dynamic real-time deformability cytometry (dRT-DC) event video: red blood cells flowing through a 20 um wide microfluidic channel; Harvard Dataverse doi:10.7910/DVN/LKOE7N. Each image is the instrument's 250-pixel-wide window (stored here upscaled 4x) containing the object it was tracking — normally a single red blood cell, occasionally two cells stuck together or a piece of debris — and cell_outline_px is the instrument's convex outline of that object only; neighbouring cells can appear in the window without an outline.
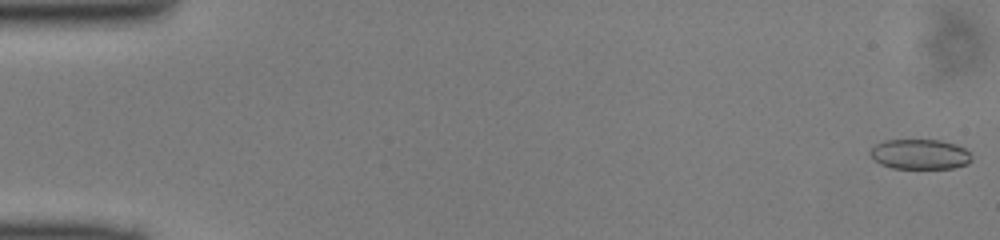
{"species": "common noctule bat (a hibernating species)", "species_latin": "Nyctalus noctula", "temperature_condition": "cold", "stored_images_in_passage": 49, "camera_frame_rate_fps": 3000, "um_per_image_px": 0.085, "animal": {"sex": "male", "body_mass_g": 13.0, "forearm_length_mm": 53.1}, "frame": {"image": 1, "passage_image": 1, "time_ms": 0.0, "image_size_px": [1000, 240], "cell_outline_px": [[972, 160], [968, 164], [952, 168], [892, 168], [880, 164], [868, 152], [876, 144], [884, 140], [940, 140], [956, 144], [964, 148], [972, 156]], "centroid_in_image_um": [78.21, 13.11], "position_along_channel_um": 6.8, "area_um2": 17.74}}
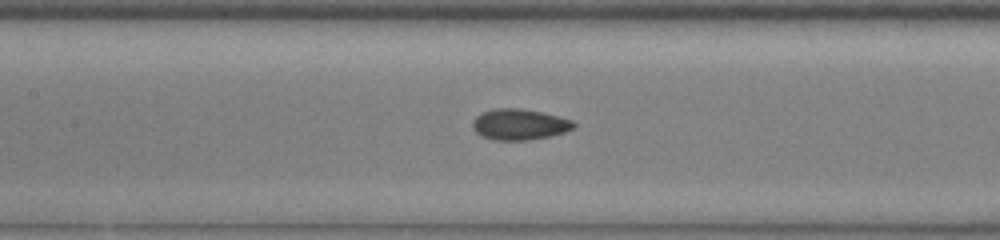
{"frame": {"image": 2, "passage_image": 23, "time_ms": 7.333, "image_size_px": [1000, 240], "cell_outline_px": [[576, 124], [572, 128], [564, 132], [548, 136], [528, 140], [492, 140], [480, 136], [472, 128], [472, 120], [480, 112], [492, 108], [520, 108], [540, 112], [572, 120]], "centroid_in_image_um": [44.07, 10.57], "position_along_channel_um": 163.3, "area_um2": 18.26}}
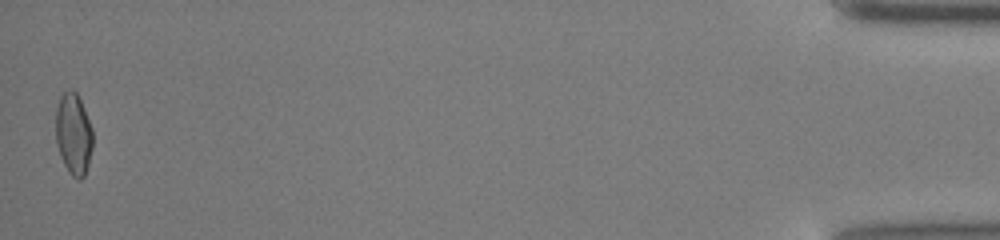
{"frame": {"image": 3, "passage_image": 49, "time_ms": 16.0, "image_size_px": [1000, 240], "cell_outline_px": [[92, 148], [88, 164], [84, 176], [80, 180], [72, 176], [68, 172], [60, 156], [56, 140], [56, 108], [60, 96], [68, 88], [72, 88], [76, 92], [80, 100], [92, 128]], "centroid_in_image_um": [6.24, 11.38], "position_along_channel_um": 429.0, "area_um2": 17.57}}